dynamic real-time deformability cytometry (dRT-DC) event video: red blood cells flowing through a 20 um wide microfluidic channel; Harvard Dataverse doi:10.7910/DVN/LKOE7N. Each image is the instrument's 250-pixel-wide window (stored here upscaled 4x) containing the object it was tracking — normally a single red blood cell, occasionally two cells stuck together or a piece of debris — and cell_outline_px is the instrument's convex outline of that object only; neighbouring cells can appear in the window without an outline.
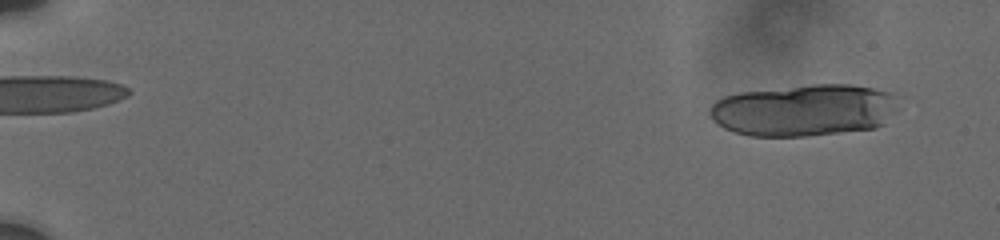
{"species": "human", "species_latin": "Homo sapiens", "temperature_condition": "cold", "stored_images_in_passage": 25, "segment_of_instrument_passage": [1, 2], "camera_frame_rate_fps": 3000, "um_per_image_px": 0.085, "donor": {"sex": "male"}, "frame": {"image": 1, "passage_image": 2, "time_ms": 0.333, "image_size_px": [1000, 240], "cell_outline_px": [[896, 112], [884, 124], [876, 128], [804, 136], [748, 136], [724, 128], [712, 120], [708, 112], [708, 108], [716, 100], [724, 96], [740, 92], [812, 84], [852, 84], [892, 92], [896, 108]], "centroid_in_image_um": [68.32, 9.36], "position_along_channel_um": 16.7, "area_um2": 57.28}}
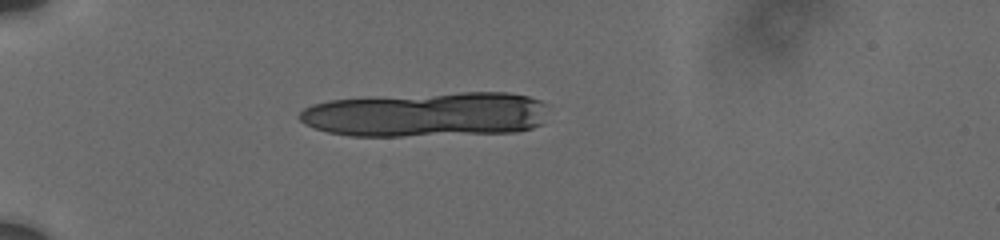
{"frame": {"image": 2, "passage_image": 15, "time_ms": 4.667, "image_size_px": [1000, 240], "cell_outline_px": [[548, 104], [544, 124], [532, 128], [516, 132], [400, 136], [352, 136], [328, 132], [304, 124], [300, 120], [300, 112], [304, 108], [312, 104], [328, 100], [376, 96], [460, 92], [508, 92], [528, 96], [540, 100]], "centroid_in_image_um": [36.3, 9.72], "position_along_channel_um": 48.7, "area_um2": 65.66}}